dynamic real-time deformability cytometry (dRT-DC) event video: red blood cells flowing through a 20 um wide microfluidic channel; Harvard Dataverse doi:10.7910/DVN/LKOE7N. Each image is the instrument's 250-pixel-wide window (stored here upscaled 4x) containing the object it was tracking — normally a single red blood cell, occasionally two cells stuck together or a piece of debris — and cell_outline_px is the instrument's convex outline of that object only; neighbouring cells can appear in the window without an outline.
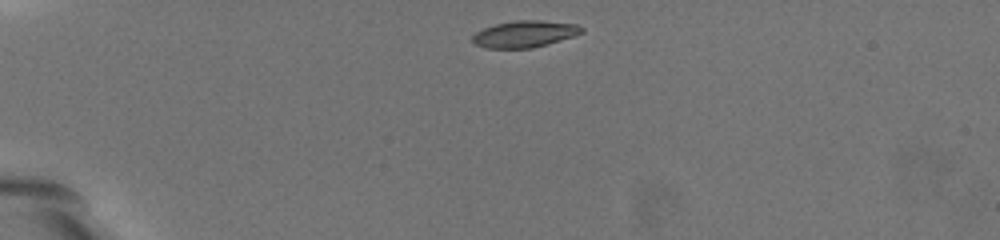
{"species": "common noctule bat (a hibernating species)", "species_latin": "Nyctalus noctula", "temperature_condition": "warm", "stored_images_in_passage": 39, "camera_frame_rate_fps": 3000, "um_per_image_px": 0.085, "animal": {"sex": "female", "body_mass_g": 19.5, "forearm_length_mm": 54.1}, "frame": {"image": 1, "passage_image": 1, "time_ms": 0.0, "image_size_px": [1000, 240], "cell_outline_px": [[584, 32], [548, 44], [532, 48], [488, 48], [476, 44], [472, 40], [472, 36], [476, 32], [484, 28], [496, 24], [516, 20], [540, 20], [576, 24], [584, 28]], "centroid_in_image_um": [44.61, 2.88], "position_along_channel_um": 40.4, "area_um2": 16.82}}
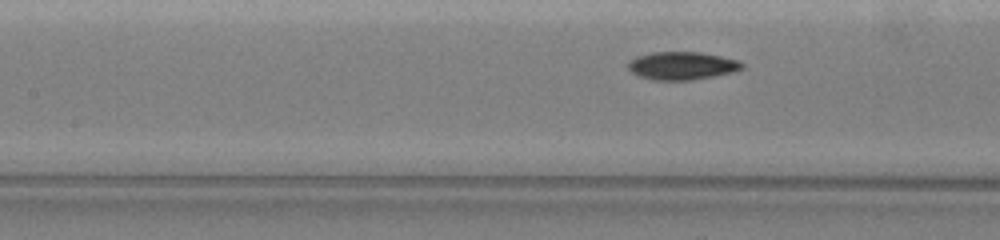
{"frame": {"image": 2, "passage_image": 16, "time_ms": 5.0, "image_size_px": [1000, 240], "cell_outline_px": [[744, 68], [732, 72], [692, 80], [652, 80], [640, 76], [632, 72], [628, 68], [628, 64], [636, 56], [652, 52], [700, 52], [740, 60], [744, 64]], "centroid_in_image_um": [57.99, 5.58], "position_along_channel_um": 149.4, "area_um2": 18.5}}
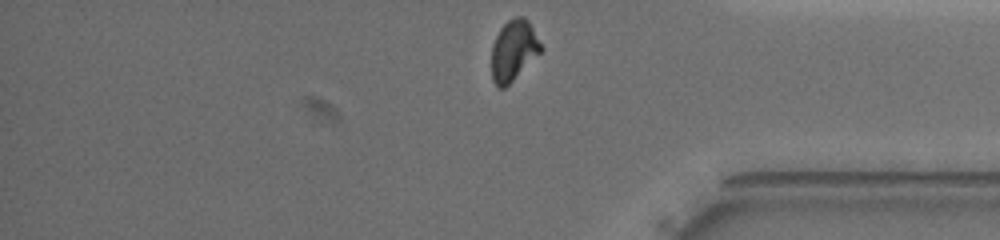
{"frame": {"image": 3, "passage_image": 39, "time_ms": 12.667, "image_size_px": [1000, 240], "cell_outline_px": [[544, 48], [504, 88], [496, 88], [492, 80], [492, 44], [500, 28], [508, 20], [516, 16], [524, 16], [528, 20]], "centroid_in_image_um": [43.64, 4.26], "position_along_channel_um": 391.6, "area_um2": 17.28}, "authors_computed_cell_mechanics": {"area_um2": 18.4382, "velocity_mm_per_s": 3.2915, "shape_relaxation_time_tau1_ms": 6.4125, "shape_relaxation_time_tau2_ms": 2.0432, "deformation_change_tau1": 0.1955, "deformation_change_tau2": 0.067}}